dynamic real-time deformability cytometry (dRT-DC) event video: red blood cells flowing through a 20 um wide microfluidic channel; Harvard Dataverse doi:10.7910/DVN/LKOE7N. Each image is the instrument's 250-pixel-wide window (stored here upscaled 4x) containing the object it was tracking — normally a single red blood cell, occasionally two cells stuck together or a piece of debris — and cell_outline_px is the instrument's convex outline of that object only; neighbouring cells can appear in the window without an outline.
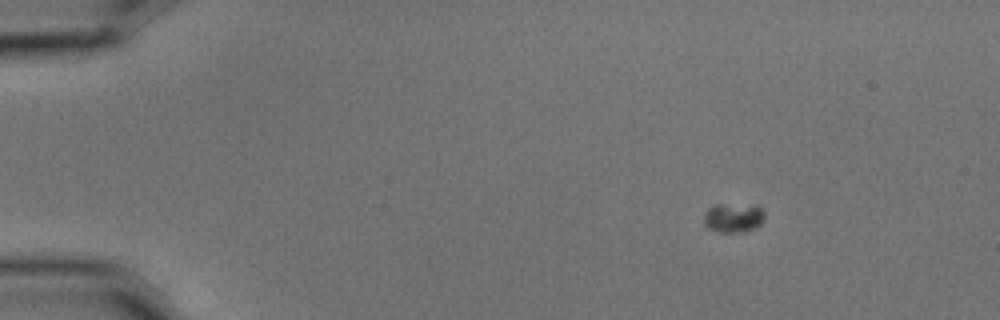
{"species": "common noctule bat (a hibernating species)", "species_latin": "Nyctalus noctula", "temperature_condition": "cold", "stored_images_in_passage": 61, "camera_frame_rate_fps": 3000, "um_per_image_px": 0.085, "animal": {"sex": "male", "body_mass_g": 15.6}, "frame": {"image": 1, "passage_image": 8, "time_ms": 2.333, "image_size_px": [1000, 320], "cell_outline_px": [[764, 216], [760, 224], [752, 228], [732, 232], [720, 232], [708, 228], [704, 224], [704, 216], [708, 208], [716, 204], [760, 204], [764, 212]], "centroid_in_image_um": [62.34, 18.45], "position_along_channel_um": 22.7, "area_um2": 10.35}}
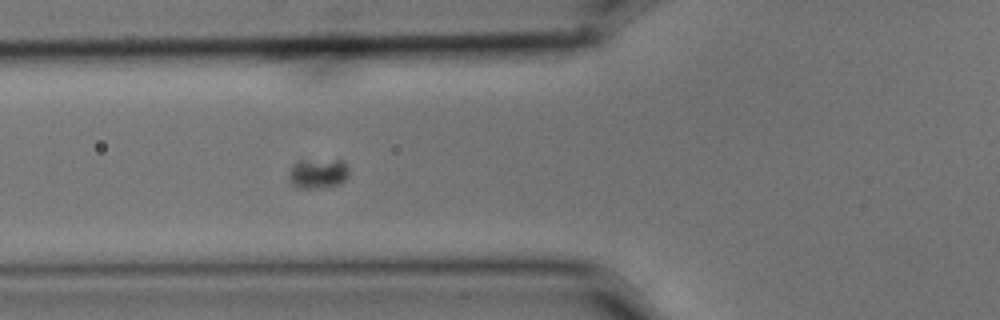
{"frame": {"image": 2, "passage_image": 23, "time_ms": 7.333, "image_size_px": [1000, 320], "cell_outline_px": [[348, 176], [340, 184], [312, 188], [296, 188], [292, 184], [288, 176], [288, 172], [292, 164], [300, 160], [344, 160], [348, 164]], "centroid_in_image_um": [27.01, 14.72], "position_along_channel_um": 98.8, "area_um2": 10.58}}